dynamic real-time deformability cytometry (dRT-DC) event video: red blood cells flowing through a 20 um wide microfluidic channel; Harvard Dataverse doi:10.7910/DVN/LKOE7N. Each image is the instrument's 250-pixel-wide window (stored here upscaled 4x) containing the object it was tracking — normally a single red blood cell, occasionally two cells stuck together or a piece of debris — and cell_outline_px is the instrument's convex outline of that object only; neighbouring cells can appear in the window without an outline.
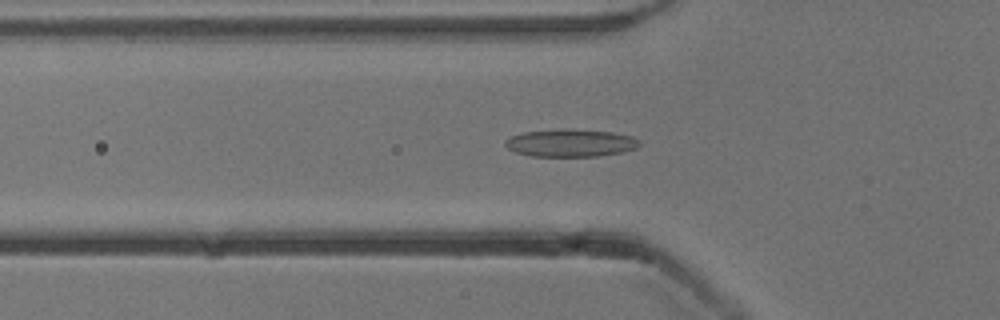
{"species": "common noctule bat (a hibernating species)", "species_latin": "Nyctalus noctula", "temperature_condition": "cold", "stored_images_in_passage": 40, "camera_frame_rate_fps": 3000, "um_per_image_px": 0.085, "animal": {"sex": "male", "body_mass_g": 13.3}, "frame": {"image": 1, "passage_image": 11, "time_ms": 3.333, "image_size_px": [1000, 320], "cell_outline_px": [[640, 144], [636, 148], [620, 152], [596, 156], [532, 156], [516, 152], [508, 148], [504, 144], [504, 140], [512, 136], [524, 132], [560, 128], [568, 128], [612, 132], [632, 136], [640, 140]], "centroid_in_image_um": [48.49, 12.13], "position_along_channel_um": 77.3, "area_um2": 21.62}}
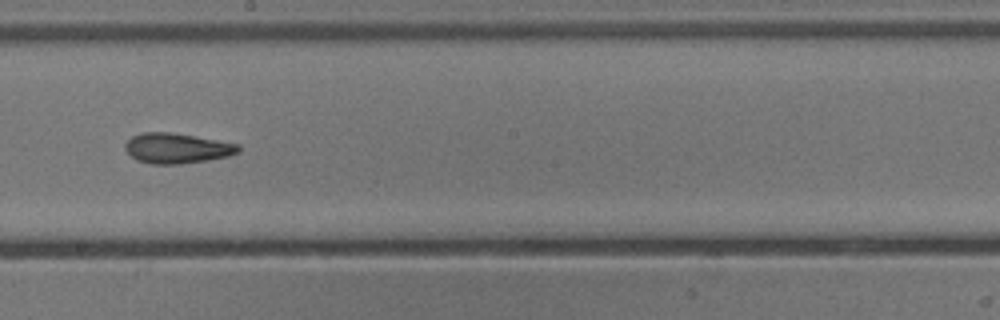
{"frame": {"image": 2, "passage_image": 23, "time_ms": 7.333, "image_size_px": [1000, 320], "cell_outline_px": [[240, 152], [228, 156], [208, 160], [180, 164], [152, 164], [136, 160], [124, 148], [124, 144], [132, 136], [140, 132], [168, 132], [240, 144]], "centroid_in_image_um": [15.02, 12.6], "position_along_channel_um": 233.2, "area_um2": 19.88}}
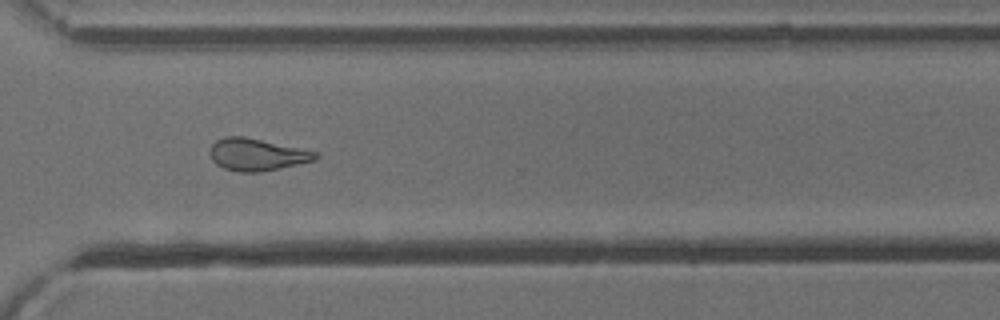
{"frame": {"image": 3, "passage_image": 32, "time_ms": 10.333, "image_size_px": [1000, 320], "cell_outline_px": [[320, 156], [316, 160], [280, 168], [260, 172], [240, 172], [224, 168], [216, 164], [212, 160], [208, 152], [212, 144], [216, 140], [224, 136], [244, 136], [316, 152]], "centroid_in_image_um": [21.79, 13.14], "position_along_channel_um": 348.8, "area_um2": 19.71}, "authors_computed_cell_mechanics": {"area_um2": 19.941, "velocity_mm_per_s": 3.8604, "shape_relaxation_time_tau1_ms": null, "shape_relaxation_time_tau2_ms": 2.1926, "deformation_change_tau1": null, "deformation_change_tau2": 0.1032}}